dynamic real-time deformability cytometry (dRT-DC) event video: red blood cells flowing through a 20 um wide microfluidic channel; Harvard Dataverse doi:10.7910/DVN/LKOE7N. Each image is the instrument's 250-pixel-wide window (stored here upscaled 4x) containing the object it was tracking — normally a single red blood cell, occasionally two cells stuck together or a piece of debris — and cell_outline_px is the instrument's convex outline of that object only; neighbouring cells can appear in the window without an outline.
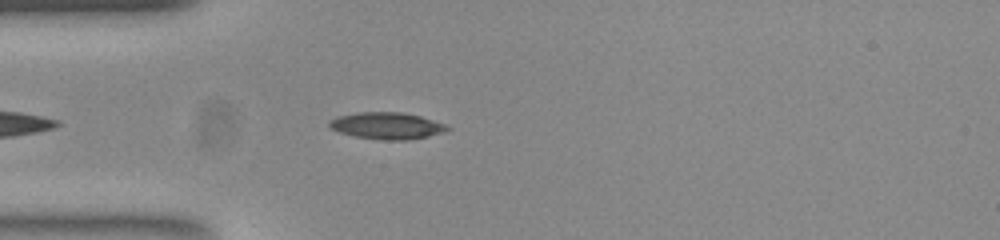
{"species": "common noctule bat (a hibernating species)", "species_latin": "Nyctalus noctula", "temperature_condition": "room temperature", "stored_images_in_passage": 37, "camera_frame_rate_fps": 3000, "um_per_image_px": 0.085, "animal": {"sex": "female", "body_mass_g": 23.0, "forearm_length_mm": 53.4}, "frame": {"image": 1, "passage_image": 6, "time_ms": 1.667, "image_size_px": [1000, 240], "cell_outline_px": [[452, 128], [444, 132], [428, 136], [408, 140], [384, 140], [356, 136], [340, 132], [332, 128], [328, 124], [328, 120], [336, 116], [356, 112], [400, 112], [420, 116], [444, 124]], "centroid_in_image_um": [32.87, 10.68], "position_along_channel_um": 52.1, "area_um2": 18.32}}
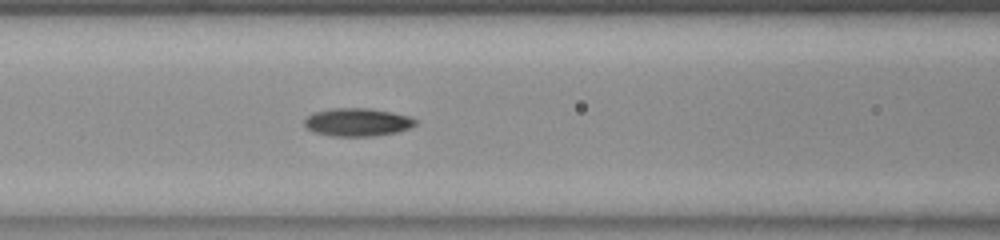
{"frame": {"image": 2, "passage_image": 13, "time_ms": 4.0, "image_size_px": [1000, 240], "cell_outline_px": [[416, 124], [408, 128], [396, 132], [372, 136], [332, 136], [316, 132], [308, 128], [304, 124], [304, 120], [312, 112], [332, 108], [368, 108], [392, 112], [408, 116], [416, 120]], "centroid_in_image_um": [30.36, 10.37], "position_along_channel_um": 136.2, "area_um2": 17.98}}
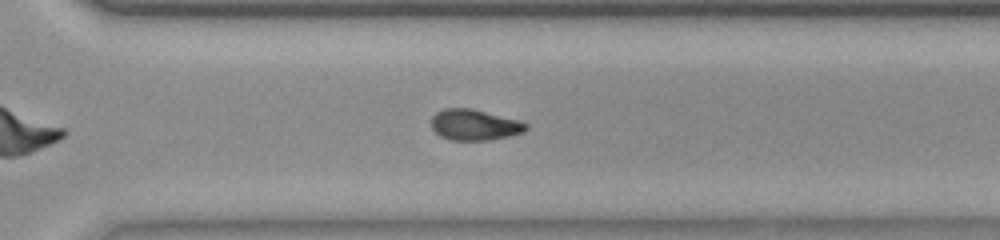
{"frame": {"image": 3, "passage_image": 28, "time_ms": 9.0, "image_size_px": [1000, 240], "cell_outline_px": [[528, 128], [524, 132], [508, 136], [488, 140], [452, 140], [440, 136], [432, 128], [432, 116], [436, 112], [444, 108], [472, 108], [520, 120], [528, 124]], "centroid_in_image_um": [40.35, 10.6], "position_along_channel_um": 330.3, "area_um2": 17.11}, "authors_computed_cell_mechanics": {"area_um2": 17.4556, "velocity_mm_per_s": 3.8947, "shape_relaxation_time_tau1_ms": 8.7125, "shape_relaxation_time_tau2_ms": 9.6896, "deformation_change_tau1": 0.2195, "deformation_change_tau2": 0.1314}}